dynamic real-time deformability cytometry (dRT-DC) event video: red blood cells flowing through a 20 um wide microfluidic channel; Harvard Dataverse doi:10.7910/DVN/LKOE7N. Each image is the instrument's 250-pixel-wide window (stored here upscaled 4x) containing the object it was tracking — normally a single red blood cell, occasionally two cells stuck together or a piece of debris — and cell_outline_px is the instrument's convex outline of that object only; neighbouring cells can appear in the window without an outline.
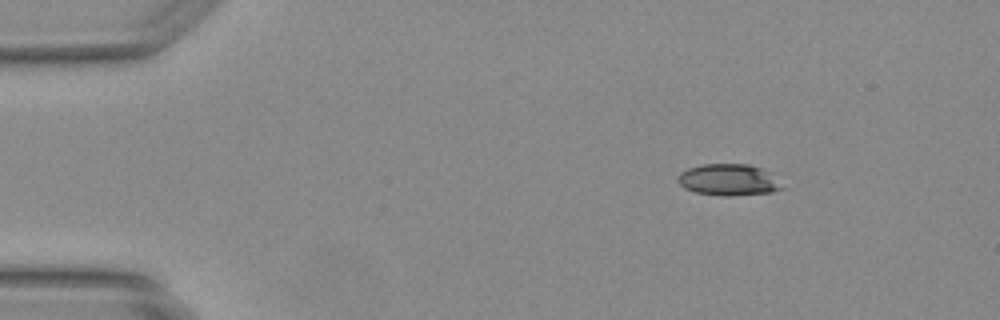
{"species": "Egyptian fruit bat (a non-hibernating species)", "species_latin": "Rousettus aegyptiacus", "temperature_condition": "warm", "stored_images_in_passage": 42, "camera_frame_rate_fps": 3000, "um_per_image_px": 0.085, "animal": {"sex": "female"}, "frame": {"image": 1, "passage_image": 1, "time_ms": 0.0, "image_size_px": [1000, 320], "cell_outline_px": [[788, 188], [772, 192], [732, 196], [720, 196], [696, 192], [684, 188], [676, 180], [676, 176], [680, 172], [688, 168], [704, 164], [748, 164], [760, 168]], "centroid_in_image_um": [61.9, 15.3], "position_along_channel_um": 23.1, "area_um2": 19.19}}
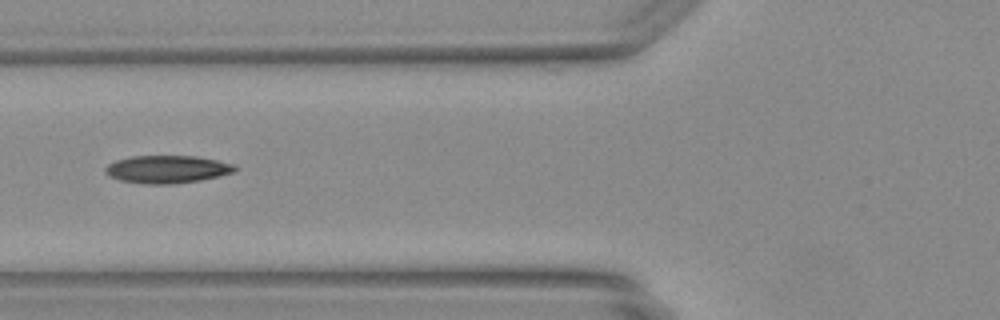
{"frame": {"image": 2, "passage_image": 13, "time_ms": 4.0, "image_size_px": [1000, 320], "cell_outline_px": [[236, 172], [220, 176], [200, 180], [172, 184], [144, 184], [120, 180], [108, 176], [104, 172], [104, 168], [108, 164], [116, 160], [132, 156], [196, 156], [236, 164]], "centroid_in_image_um": [14.21, 14.39], "position_along_channel_um": 111.6, "area_um2": 21.1}}
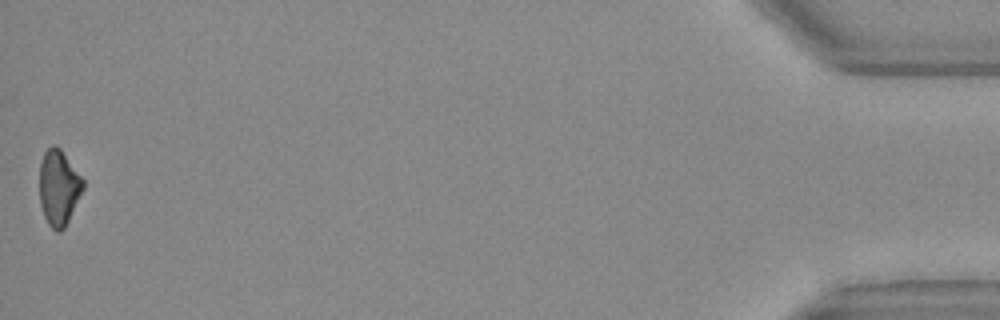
{"frame": {"image": 3, "passage_image": 42, "time_ms": 13.667, "image_size_px": [1000, 320], "cell_outline_px": [[84, 188], [64, 228], [60, 232], [56, 232], [48, 224], [44, 216], [40, 204], [40, 164], [44, 152], [52, 144], [56, 144], [60, 148], [84, 180]], "centroid_in_image_um": [4.98, 15.94], "position_along_channel_um": 430.2, "area_um2": 19.07}}